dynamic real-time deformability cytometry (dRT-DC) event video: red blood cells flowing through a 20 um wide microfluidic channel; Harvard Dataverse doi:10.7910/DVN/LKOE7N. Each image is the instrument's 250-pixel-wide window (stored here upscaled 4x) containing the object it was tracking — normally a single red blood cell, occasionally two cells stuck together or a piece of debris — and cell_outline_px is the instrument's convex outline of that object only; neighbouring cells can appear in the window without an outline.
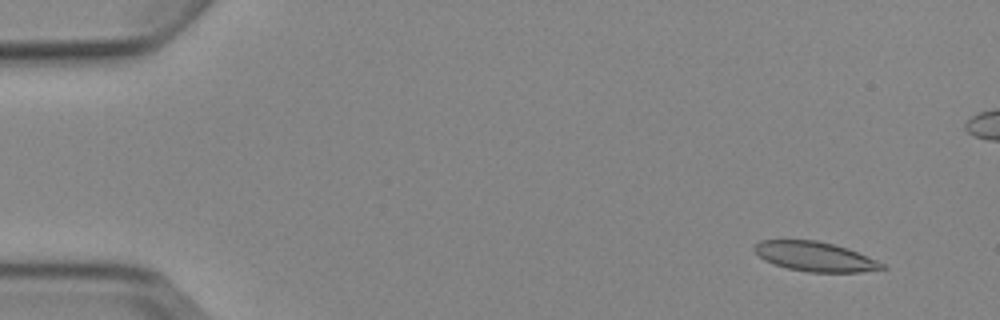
{"species": "Egyptian fruit bat (a non-hibernating species)", "species_latin": "Rousettus aegyptiacus", "temperature_condition": "cold", "stored_images_in_passage": 6, "camera_frame_rate_fps": 3000, "um_per_image_px": 0.085, "animal": {"sex": "female"}, "frame": {"image": 1, "passage_image": 2, "time_ms": 1.0, "image_size_px": [1000, 320], "cell_outline_px": [[888, 268], [860, 272], [808, 272], [788, 268], [764, 260], [752, 248], [760, 240], [816, 240], [848, 248], [876, 260], [884, 264]], "centroid_in_image_um": [69.28, 21.8], "position_along_channel_um": 15.7, "area_um2": 21.79}}